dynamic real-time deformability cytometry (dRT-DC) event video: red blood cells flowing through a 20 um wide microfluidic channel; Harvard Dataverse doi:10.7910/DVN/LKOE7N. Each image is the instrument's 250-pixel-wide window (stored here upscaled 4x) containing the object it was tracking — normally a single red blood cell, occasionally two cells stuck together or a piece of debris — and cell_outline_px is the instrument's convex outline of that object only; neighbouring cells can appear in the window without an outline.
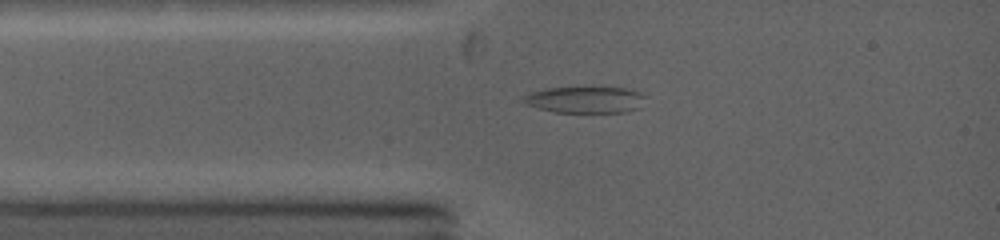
{"species": "common noctule bat (a hibernating species)", "species_latin": "Nyctalus noctula", "temperature_condition": "warm", "stored_images_in_passage": 32, "camera_frame_rate_fps": 5000, "um_per_image_px": 0.085, "animal": {"sex": "female", "body_mass_g": 19.0, "forearm_length_mm": 53.3}, "frame": {"image": 1, "passage_image": 4, "time_ms": 1.2, "image_size_px": [1000, 240], "cell_outline_px": [[644, 96], [640, 108], [628, 112], [552, 112], [536, 108], [520, 100], [524, 96], [532, 92], [548, 88], [624, 88], [640, 92]], "centroid_in_image_um": [49.73, 8.49], "position_along_channel_um": 35.3, "area_um2": 18.61}}
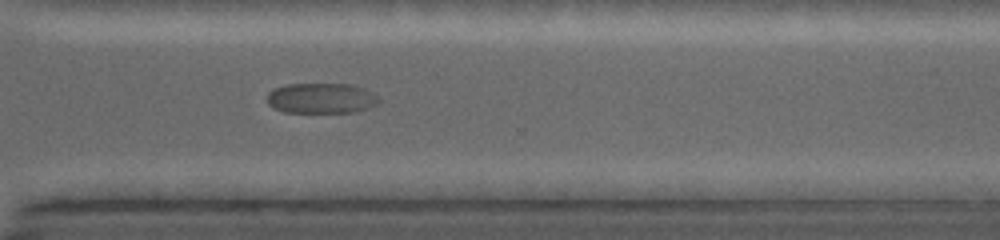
{"frame": {"image": 2, "passage_image": 22, "time_ms": 8.8, "image_size_px": [1000, 240], "cell_outline_px": [[380, 100], [376, 104], [368, 108], [352, 112], [284, 112], [272, 108], [268, 104], [268, 92], [276, 88], [288, 84], [352, 84], [364, 88], [376, 96]], "centroid_in_image_um": [27.29, 8.35], "position_along_channel_um": 343.3, "area_um2": 19.65}}
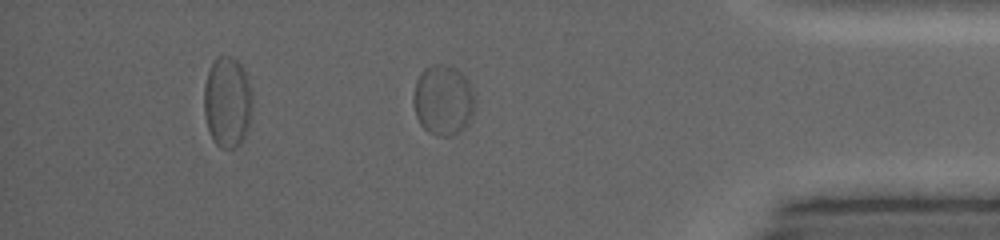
{"frame": {"image": 3, "passage_image": 27, "time_ms": 10.8, "image_size_px": [1000, 240], "cell_outline_px": [[476, 100], [472, 112], [464, 128], [460, 132], [452, 136], [436, 136], [428, 132], [420, 124], [416, 116], [412, 100], [412, 96], [416, 80], [420, 72], [424, 68], [432, 64], [440, 64], [456, 68], [468, 80]], "centroid_in_image_um": [37.64, 8.51], "position_along_channel_um": 397.6, "area_um2": 25.43}, "authors_computed_cell_mechanics": {"area_um2": 19.3052, "velocity_mm_per_s": 4.1043, "shape_relaxation_time_tau1_ms": 3.9642, "shape_relaxation_time_tau2_ms": null, "deformation_change_tau1": 0.0891, "deformation_change_tau2": null}}